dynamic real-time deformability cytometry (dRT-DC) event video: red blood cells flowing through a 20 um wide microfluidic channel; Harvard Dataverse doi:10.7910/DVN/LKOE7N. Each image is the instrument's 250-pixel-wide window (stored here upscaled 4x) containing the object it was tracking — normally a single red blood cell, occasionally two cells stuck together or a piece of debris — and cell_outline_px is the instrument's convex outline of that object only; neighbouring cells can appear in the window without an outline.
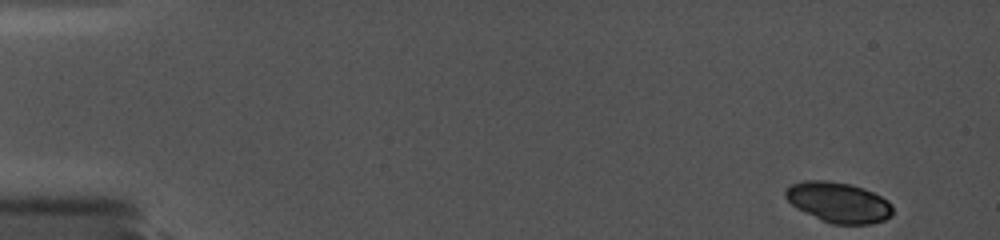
{"species": "common noctule bat (a hibernating species)", "species_latin": "Nyctalus noctula", "temperature_condition": "cold", "stored_images_in_passage": 12, "camera_frame_rate_fps": 5000, "um_per_image_px": 0.085, "animal": {"sex": "female", "body_mass_g": 19.0, "forearm_length_mm": 56.7}, "frame": {"image": 1, "passage_image": 1, "time_ms": 0.0, "image_size_px": [1000, 240], "cell_outline_px": [[892, 216], [884, 220], [868, 224], [832, 224], [820, 220], [796, 208], [784, 196], [784, 192], [792, 184], [804, 180], [828, 180], [852, 184], [864, 188], [888, 200], [892, 204]], "centroid_in_image_um": [71.27, 17.19], "position_along_channel_um": 13.7, "area_um2": 25.37}}
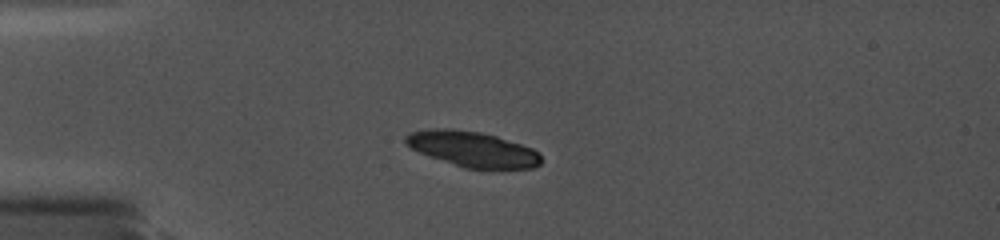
{"frame": {"image": 2, "passage_image": 10, "time_ms": 3.8, "image_size_px": [1000, 240], "cell_outline_px": [[540, 164], [532, 168], [464, 168], [420, 152], [404, 144], [404, 136], [408, 132], [432, 128], [452, 128], [480, 132], [496, 136], [532, 148], [540, 152]], "centroid_in_image_um": [40.13, 12.65], "position_along_channel_um": 44.9, "area_um2": 27.8}}